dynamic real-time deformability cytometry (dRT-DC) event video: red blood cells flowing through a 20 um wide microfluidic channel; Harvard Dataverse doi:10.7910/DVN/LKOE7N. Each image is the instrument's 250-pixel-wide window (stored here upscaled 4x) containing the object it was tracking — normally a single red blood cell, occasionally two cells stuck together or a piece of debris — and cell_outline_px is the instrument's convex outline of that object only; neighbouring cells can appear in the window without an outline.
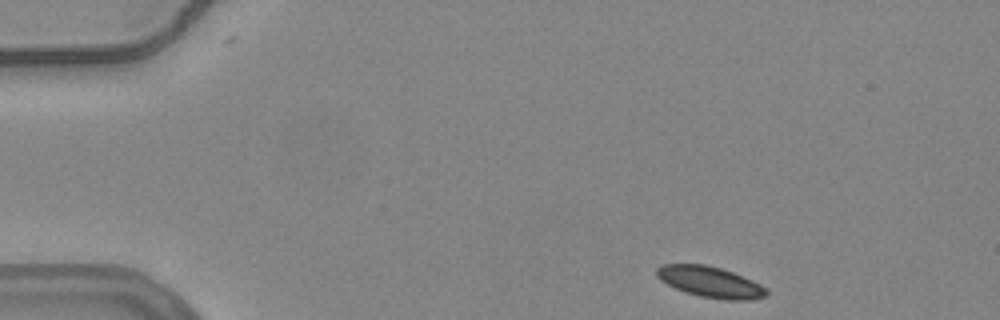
{"species": "common noctule bat (a hibernating species)", "species_latin": "Nyctalus noctula", "temperature_condition": "warm", "stored_images_in_passage": 48, "camera_frame_rate_fps": 3000, "um_per_image_px": 0.085, "animal": {"sex": "female", "body_mass_g": 24.6, "forearm_length_mm": 56.2}, "frame": {"image": 1, "passage_image": 1, "time_ms": 0.0, "image_size_px": [1000, 320], "cell_outline_px": [[768, 296], [752, 300], [724, 300], [700, 296], [684, 292], [660, 280], [656, 276], [656, 268], [664, 264], [704, 264], [720, 268], [732, 272], [752, 280], [760, 284], [768, 292]], "centroid_in_image_um": [60.37, 23.98], "position_along_channel_um": 24.6, "area_um2": 19.77}}
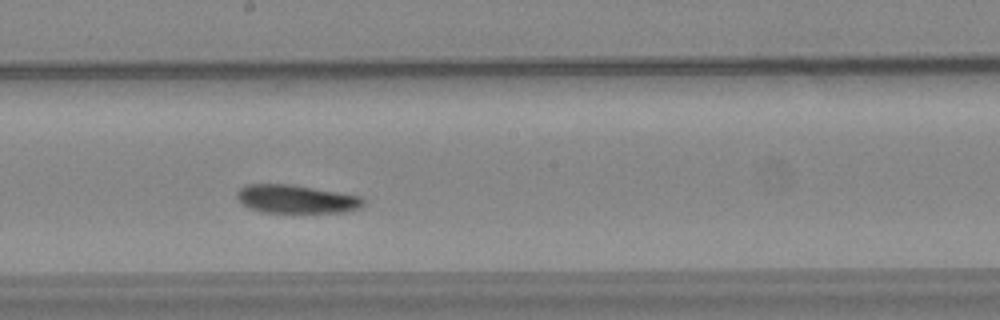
{"frame": {"image": 2, "passage_image": 24, "time_ms": 7.667, "image_size_px": [1000, 320], "cell_outline_px": [[364, 204], [360, 208], [348, 212], [264, 212], [248, 208], [240, 204], [236, 196], [236, 192], [244, 184], [292, 184], [360, 196], [364, 200]], "centroid_in_image_um": [25.14, 16.92], "position_along_channel_um": 223.1, "area_um2": 21.04}}
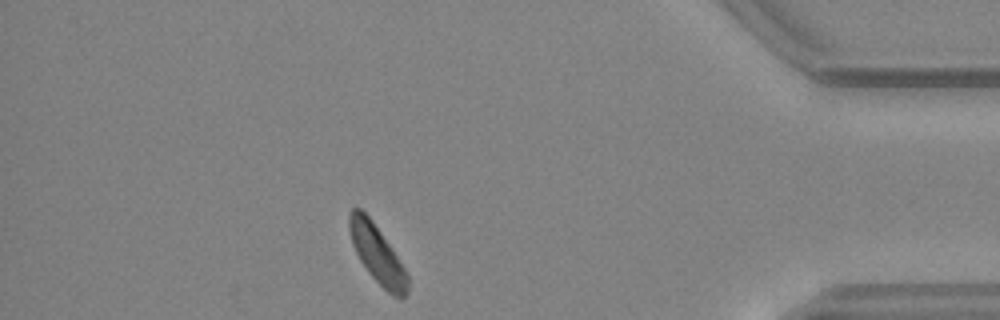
{"frame": {"image": 3, "passage_image": 42, "time_ms": 13.667, "image_size_px": [1000, 320], "cell_outline_px": [[408, 292], [400, 300], [392, 296], [368, 272], [360, 260], [352, 244], [348, 228], [348, 212], [352, 208], [360, 208], [372, 220], [392, 248], [404, 268], [408, 276]], "centroid_in_image_um": [32.05, 21.59], "position_along_channel_um": 403.2, "area_um2": 19.65}, "authors_computed_cell_mechanics": {"area_um2": 21.0103, "velocity_mm_per_s": 3.7141, "shape_relaxation_time_tau1_ms": 4.7843, "shape_relaxation_time_tau2_ms": null, "deformation_change_tau1": 0.1125, "deformation_change_tau2": null}}